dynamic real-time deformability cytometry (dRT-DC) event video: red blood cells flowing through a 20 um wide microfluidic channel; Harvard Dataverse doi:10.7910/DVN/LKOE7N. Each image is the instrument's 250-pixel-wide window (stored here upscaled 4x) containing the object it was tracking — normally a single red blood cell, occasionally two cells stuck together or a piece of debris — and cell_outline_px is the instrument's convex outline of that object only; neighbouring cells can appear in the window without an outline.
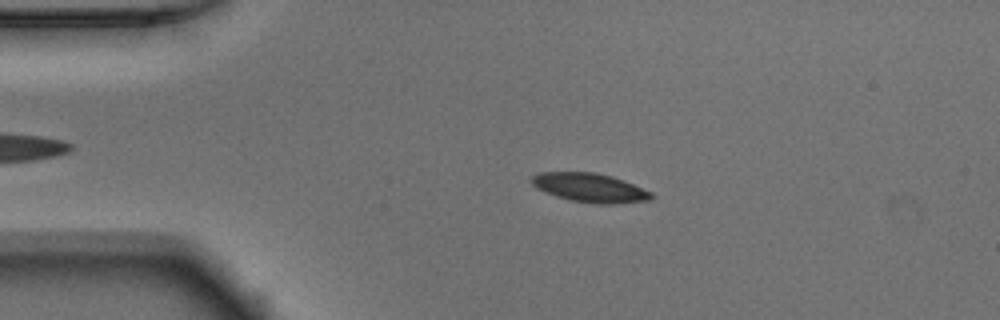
{"species": "Egyptian fruit bat (a non-hibernating species)", "species_latin": "Rousettus aegyptiacus", "temperature_condition": "warm", "stored_images_in_passage": 51, "camera_frame_rate_fps": 3000, "um_per_image_px": 0.085, "animal": {"sex": "male"}, "frame": {"image": 1, "passage_image": 10, "time_ms": 3.0, "image_size_px": [1000, 320], "cell_outline_px": [[652, 196], [648, 200], [616, 204], [596, 204], [572, 200], [556, 196], [536, 188], [532, 184], [532, 176], [540, 172], [596, 172], [612, 176], [624, 180], [652, 192]], "centroid_in_image_um": [50.14, 15.95], "position_along_channel_um": 34.9, "area_um2": 20.11}}
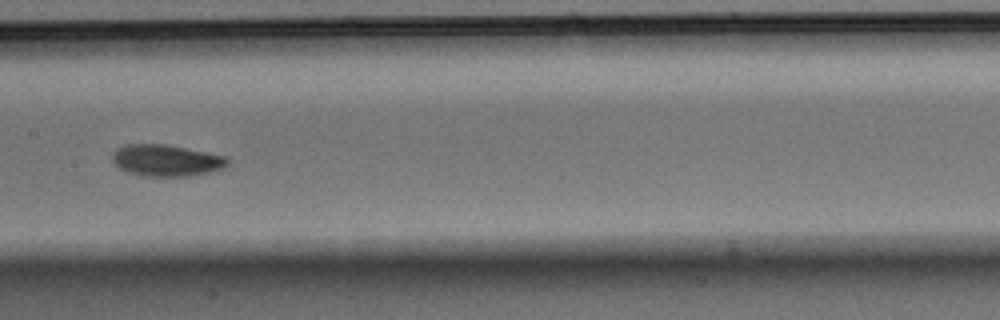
{"frame": {"image": 2, "passage_image": 25, "time_ms": 8.0, "image_size_px": [1000, 320], "cell_outline_px": [[228, 164], [224, 168], [208, 172], [188, 176], [140, 176], [128, 172], [120, 168], [112, 160], [112, 152], [116, 148], [124, 144], [168, 144], [224, 156], [228, 160]], "centroid_in_image_um": [14.09, 13.63], "position_along_channel_um": 193.3, "area_um2": 21.21}}
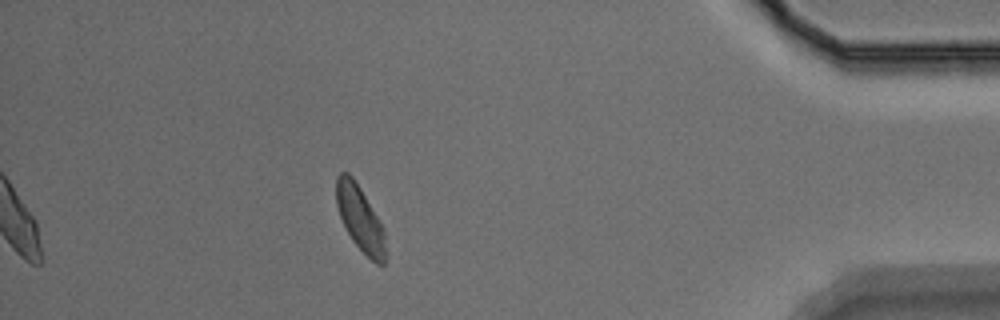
{"frame": {"image": 3, "passage_image": 45, "time_ms": 14.667, "image_size_px": [1000, 320], "cell_outline_px": [[388, 256], [384, 264], [376, 264], [352, 240], [340, 216], [336, 204], [336, 176], [340, 172], [348, 172], [352, 176], [360, 188], [380, 220], [384, 232]], "centroid_in_image_um": [30.63, 18.58], "position_along_channel_um": 404.6, "area_um2": 18.73}, "authors_computed_cell_mechanics": {"area_um2": 19.941, "velocity_mm_per_s": 3.8845, "shape_relaxation_time_tau1_ms": 2.4431, "shape_relaxation_time_tau2_ms": null, "deformation_change_tau1": 0.0906, "deformation_change_tau2": null}}